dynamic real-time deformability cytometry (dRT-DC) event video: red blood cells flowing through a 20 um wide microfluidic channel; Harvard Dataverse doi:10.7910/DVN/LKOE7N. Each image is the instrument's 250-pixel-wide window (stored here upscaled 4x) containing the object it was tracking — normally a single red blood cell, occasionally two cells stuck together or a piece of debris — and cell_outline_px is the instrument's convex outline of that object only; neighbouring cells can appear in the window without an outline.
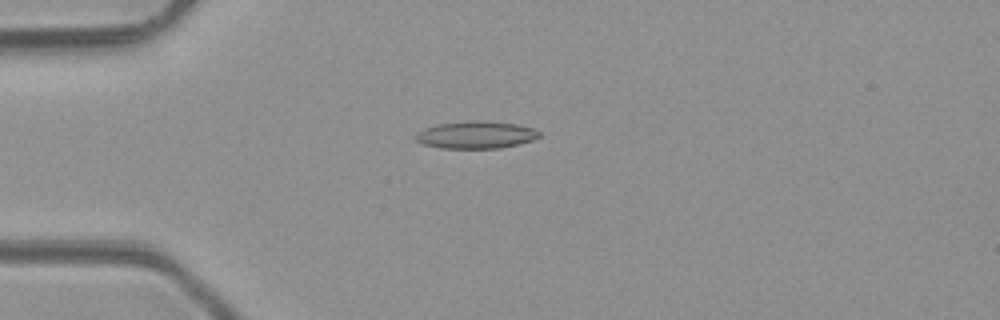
{"species": "common noctule bat (a hibernating species)", "species_latin": "Nyctalus noctula", "temperature_condition": "room temperature", "stored_images_in_passage": 2, "camera_frame_rate_fps": 3000, "um_per_image_px": 0.085, "animal": {"sex": "male", "body_mass_g": 23.1, "forearm_length_mm": 52.7}, "frame": {"image": 1, "passage_image": 1, "time_ms": 0.0, "image_size_px": [1000, 320], "cell_outline_px": [[540, 136], [532, 140], [520, 144], [500, 148], [440, 148], [424, 144], [416, 140], [412, 136], [416, 132], [424, 128], [440, 124], [468, 120], [476, 120], [516, 124], [532, 128], [540, 132]], "centroid_in_image_um": [40.42, 11.46], "position_along_channel_um": 44.6, "area_um2": 19.71}}